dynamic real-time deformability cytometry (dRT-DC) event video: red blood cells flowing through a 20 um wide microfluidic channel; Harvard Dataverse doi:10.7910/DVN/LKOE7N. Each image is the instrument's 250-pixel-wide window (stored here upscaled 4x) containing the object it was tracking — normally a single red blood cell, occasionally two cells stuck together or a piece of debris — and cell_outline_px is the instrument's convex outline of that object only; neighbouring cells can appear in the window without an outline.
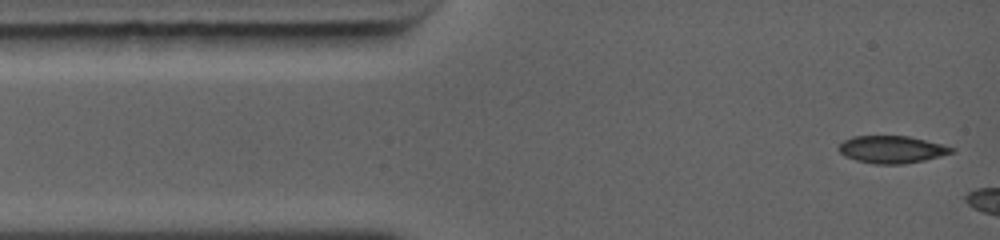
{"species": "common noctule bat (a hibernating species)", "species_latin": "Nyctalus noctula", "temperature_condition": "warm", "stored_images_in_passage": 20, "camera_frame_rate_fps": 5000, "um_per_image_px": 0.085, "animal": {"sex": "female", "body_mass_g": 19.0, "forearm_length_mm": 56.7}, "frame": {"image": 1, "passage_image": 1, "time_ms": 0.0, "image_size_px": [1000, 240], "cell_outline_px": [[956, 152], [924, 160], [904, 164], [876, 164], [856, 160], [844, 156], [836, 148], [844, 140], [852, 136], [908, 136], [944, 144], [956, 148]], "centroid_in_image_um": [75.82, 12.7], "position_along_channel_um": 9.2, "area_um2": 18.15}}
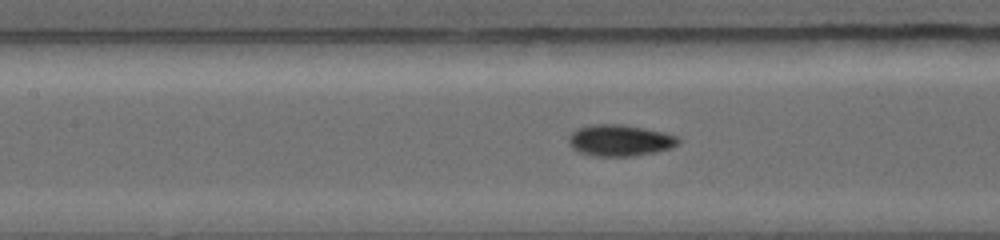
{"frame": {"image": 2, "passage_image": 13, "time_ms": 4.6, "image_size_px": [1000, 240], "cell_outline_px": [[680, 140], [672, 148], [632, 156], [592, 156], [580, 152], [572, 148], [568, 140], [580, 128], [600, 124], [620, 124], [660, 132], [676, 136]], "centroid_in_image_um": [52.7, 11.95], "position_along_channel_um": 154.7, "area_um2": 19.31}}
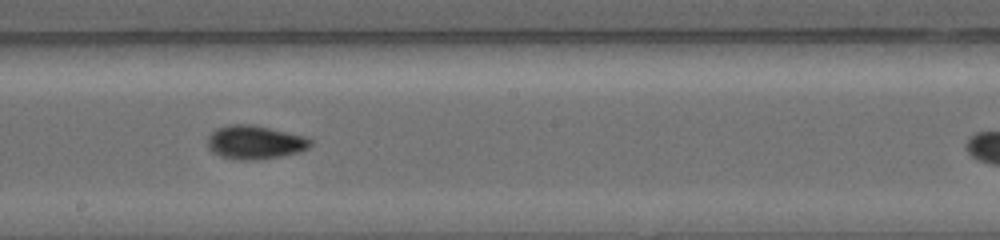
{"frame": {"image": 3, "passage_image": 17, "time_ms": 6.2, "image_size_px": [1000, 240], "cell_outline_px": [[312, 144], [308, 148], [296, 152], [280, 156], [256, 160], [236, 160], [220, 156], [212, 152], [208, 148], [208, 140], [220, 128], [236, 124], [248, 124], [268, 128], [300, 136], [312, 140]], "centroid_in_image_um": [21.66, 12.13], "position_along_channel_um": 226.5, "area_um2": 19.42}}